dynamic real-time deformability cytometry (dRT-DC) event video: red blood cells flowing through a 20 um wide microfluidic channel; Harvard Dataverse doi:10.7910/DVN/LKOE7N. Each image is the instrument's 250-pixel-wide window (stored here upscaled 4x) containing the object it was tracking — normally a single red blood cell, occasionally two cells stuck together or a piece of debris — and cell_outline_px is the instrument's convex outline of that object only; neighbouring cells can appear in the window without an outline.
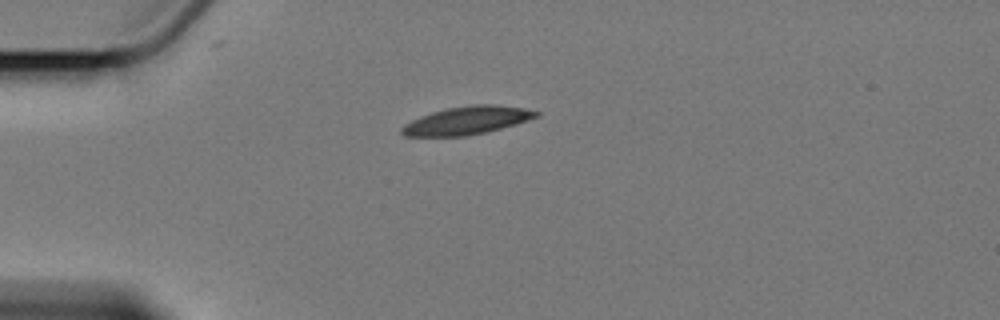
{"species": "Egyptian fruit bat (a non-hibernating species)", "species_latin": "Rousettus aegyptiacus", "temperature_condition": "cold", "stored_images_in_passage": 8, "camera_frame_rate_fps": 3000, "um_per_image_px": 0.085, "animal": {"sex": "female"}, "frame": {"image": 1, "passage_image": 1, "time_ms": 0.0, "image_size_px": [1000, 320], "cell_outline_px": [[540, 116], [516, 124], [484, 132], [464, 136], [404, 136], [400, 132], [400, 128], [404, 124], [420, 116], [432, 112], [448, 108], [472, 104], [496, 104], [524, 108], [540, 112]], "centroid_in_image_um": [39.69, 10.23], "position_along_channel_um": 45.3, "area_um2": 21.91}}
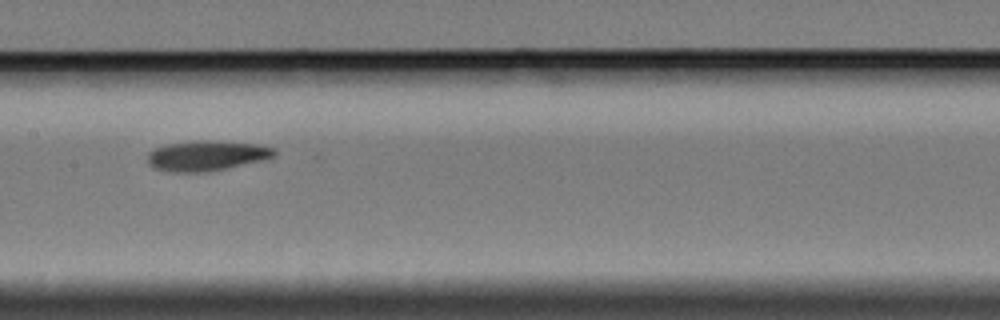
{"frame": {"image": 2, "passage_image": 5, "time_ms": 5.0, "image_size_px": [1000, 320], "cell_outline_px": [[276, 156], [268, 160], [208, 172], [168, 172], [152, 168], [148, 164], [148, 152], [156, 148], [168, 144], [196, 140], [212, 140], [256, 144], [276, 148]], "centroid_in_image_um": [17.61, 13.24], "position_along_channel_um": 189.8, "area_um2": 22.77}}
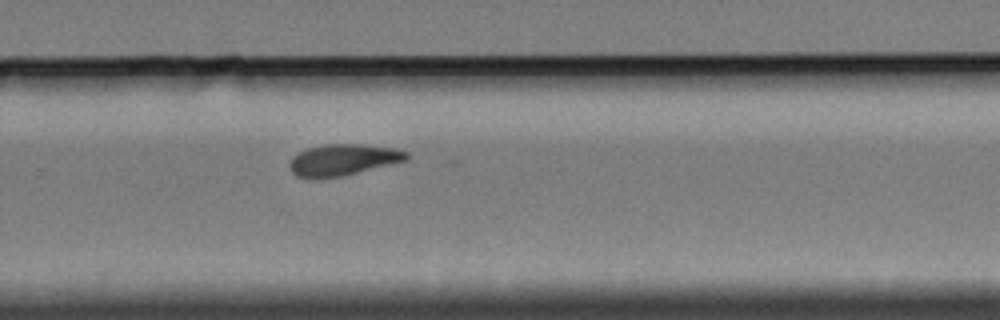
{"frame": {"image": 3, "passage_image": 8, "time_ms": 8.333, "image_size_px": [1000, 320], "cell_outline_px": [[408, 160], [344, 176], [296, 176], [288, 168], [288, 164], [292, 156], [308, 148], [324, 144], [364, 144], [396, 148], [408, 152]], "centroid_in_image_um": [29.2, 13.55], "position_along_channel_um": 300.6, "area_um2": 21.21}}